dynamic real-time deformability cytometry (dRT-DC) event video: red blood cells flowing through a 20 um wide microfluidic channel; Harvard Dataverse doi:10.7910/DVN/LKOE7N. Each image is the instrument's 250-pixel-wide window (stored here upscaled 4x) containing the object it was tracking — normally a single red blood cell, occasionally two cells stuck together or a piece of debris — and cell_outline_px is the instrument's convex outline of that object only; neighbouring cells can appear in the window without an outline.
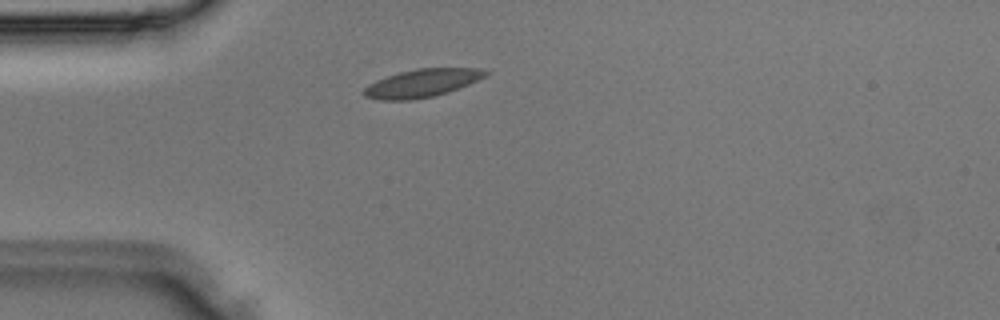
{"species": "Egyptian fruit bat (a non-hibernating species)", "species_latin": "Rousettus aegyptiacus", "temperature_condition": "room temperature", "stored_images_in_passage": 1, "camera_frame_rate_fps": 3000, "um_per_image_px": 0.085, "animal": {"sex": "male"}, "frame": {"image": 1, "passage_image": 1, "time_ms": 0.0, "image_size_px": [1000, 320], "cell_outline_px": [[492, 72], [460, 88], [448, 92], [432, 96], [412, 100], [380, 100], [364, 96], [360, 92], [368, 84], [376, 80], [400, 72], [416, 68], [480, 68]], "centroid_in_image_um": [35.84, 7.07], "position_along_channel_um": 49.2, "area_um2": 19.88}}